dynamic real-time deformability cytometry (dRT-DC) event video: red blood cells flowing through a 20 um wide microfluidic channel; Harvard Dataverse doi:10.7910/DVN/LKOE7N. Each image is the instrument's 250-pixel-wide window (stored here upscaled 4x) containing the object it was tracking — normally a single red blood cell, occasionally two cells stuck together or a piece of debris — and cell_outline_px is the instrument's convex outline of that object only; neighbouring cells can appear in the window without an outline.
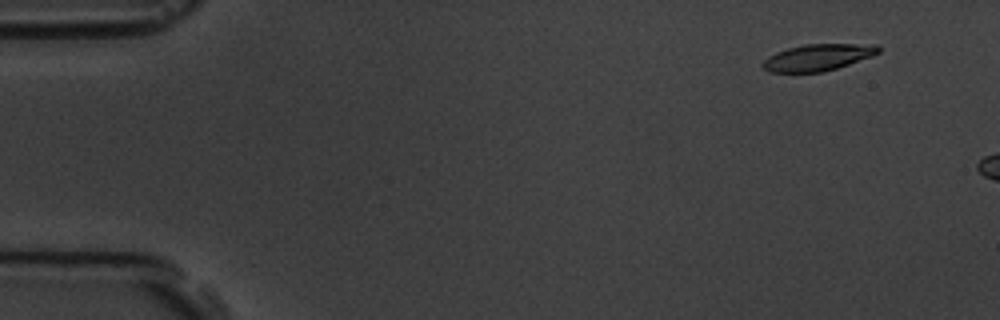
{"species": "common noctule bat (a hibernating species)", "species_latin": "Nyctalus noctula", "temperature_condition": "room temperature", "stored_images_in_passage": 4, "camera_frame_rate_fps": 3000, "um_per_image_px": 0.085, "animal": {"sex": "male", "body_mass_g": 19.5, "forearm_length_mm": 54.6}, "frame": {"image": 1, "passage_image": 2, "time_ms": 1.0, "image_size_px": [1000, 320], "cell_outline_px": [[880, 52], [872, 56], [824, 72], [772, 72], [764, 68], [760, 64], [768, 56], [776, 52], [788, 48], [804, 44], [876, 44], [880, 48]], "centroid_in_image_um": [69.51, 4.87], "position_along_channel_um": 15.5, "area_um2": 17.86}}